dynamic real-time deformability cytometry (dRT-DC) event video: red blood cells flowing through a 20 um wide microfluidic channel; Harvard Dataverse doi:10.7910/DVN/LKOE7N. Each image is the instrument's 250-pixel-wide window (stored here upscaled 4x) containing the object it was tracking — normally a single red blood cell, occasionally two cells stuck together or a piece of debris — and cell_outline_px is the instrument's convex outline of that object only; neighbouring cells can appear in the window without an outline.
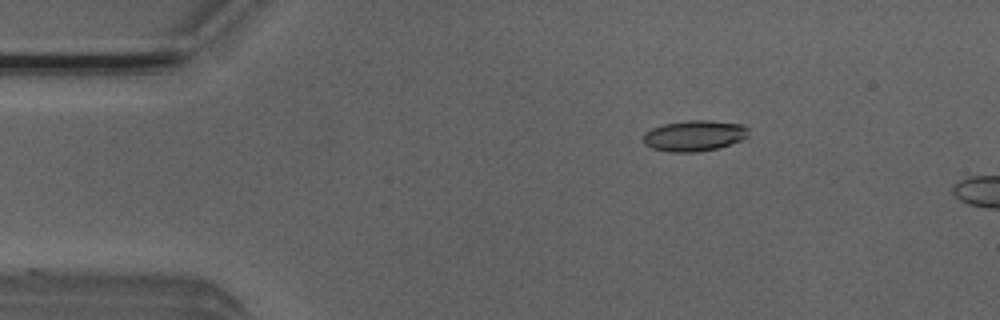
{"species": "Egyptian fruit bat (a non-hibernating species)", "species_latin": "Rousettus aegyptiacus", "temperature_condition": "room temperature", "stored_images_in_passage": 6, "camera_frame_rate_fps": 3000, "um_per_image_px": 0.085, "animal": {"sex": "male"}, "frame": {"image": 1, "passage_image": 2, "time_ms": 0.333, "image_size_px": [1000, 320], "cell_outline_px": [[748, 136], [740, 140], [716, 148], [696, 152], [668, 152], [652, 148], [644, 144], [644, 132], [652, 128], [664, 124], [688, 120], [708, 120], [740, 124], [748, 128]], "centroid_in_image_um": [58.98, 11.53], "position_along_channel_um": 26.0, "area_um2": 18.73}}